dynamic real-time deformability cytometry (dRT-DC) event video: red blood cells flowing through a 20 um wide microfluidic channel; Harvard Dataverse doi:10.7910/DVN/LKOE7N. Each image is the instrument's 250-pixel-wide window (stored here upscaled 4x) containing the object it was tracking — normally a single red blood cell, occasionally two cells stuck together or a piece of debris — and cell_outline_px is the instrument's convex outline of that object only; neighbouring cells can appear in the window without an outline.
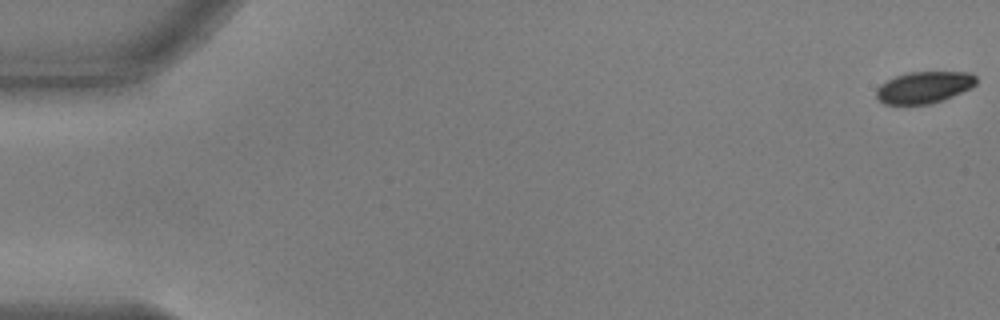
{"species": "common noctule bat (a hibernating species)", "species_latin": "Nyctalus noctula", "temperature_condition": "warm", "stored_images_in_passage": 56, "camera_frame_rate_fps": 3000, "um_per_image_px": 0.085, "animal": {"sex": "male", "body_mass_g": 17.9, "forearm_length_mm": 54.2}, "frame": {"image": 1, "passage_image": 1, "time_ms": 0.0, "image_size_px": [1000, 320], "cell_outline_px": [[976, 84], [972, 88], [944, 100], [932, 104], [884, 104], [876, 96], [876, 88], [880, 84], [896, 76], [908, 72], [968, 72], [976, 76]], "centroid_in_image_um": [78.56, 7.43], "position_along_channel_um": 6.4, "area_um2": 18.55}}
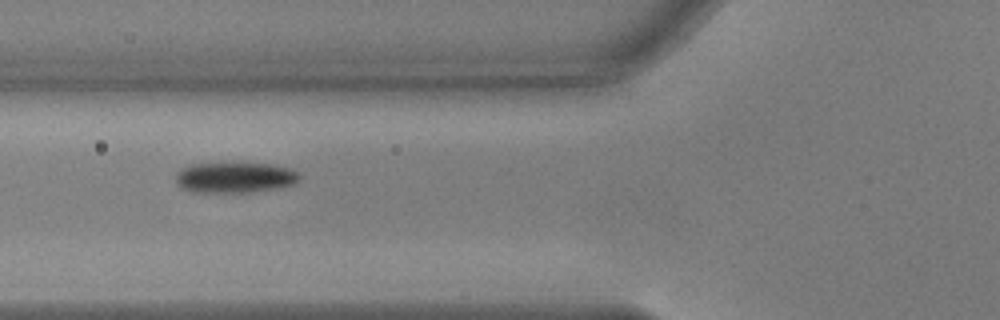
{"frame": {"image": 2, "passage_image": 22, "time_ms": 7.0, "image_size_px": [1000, 320], "cell_outline_px": [[300, 176], [292, 184], [276, 188], [252, 192], [192, 192], [180, 188], [176, 184], [176, 172], [180, 168], [192, 164], [272, 164], [288, 168], [296, 172]], "centroid_in_image_um": [19.88, 15.1], "position_along_channel_um": 105.9, "area_um2": 21.79}}
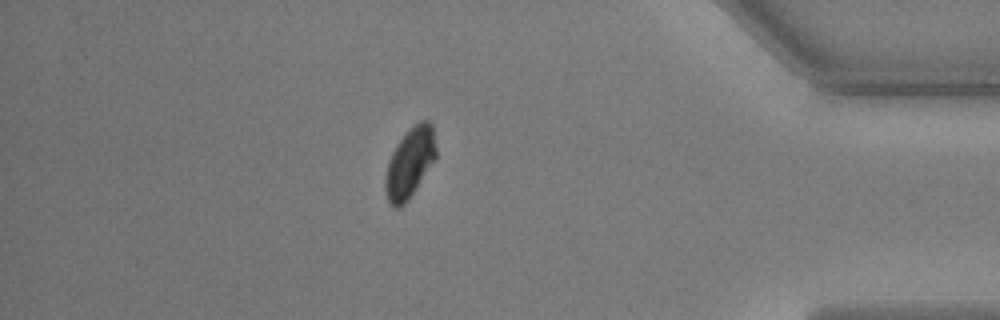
{"frame": {"image": 3, "passage_image": 49, "time_ms": 16.0, "image_size_px": [1000, 320], "cell_outline_px": [[436, 160], [408, 200], [400, 208], [392, 208], [388, 204], [384, 192], [384, 180], [388, 160], [396, 144], [408, 128], [420, 120], [428, 120], [432, 124], [436, 148]], "centroid_in_image_um": [34.81, 13.86], "position_along_channel_um": 400.4, "area_um2": 21.27}, "authors_computed_cell_mechanics": {"area_um2": 21.3571, "velocity_mm_per_s": 3.6584, "shape_relaxation_time_tau1_ms": 2.6161, "shape_relaxation_time_tau2_ms": null, "deformation_change_tau1": 0.1059, "deformation_change_tau2": null}}